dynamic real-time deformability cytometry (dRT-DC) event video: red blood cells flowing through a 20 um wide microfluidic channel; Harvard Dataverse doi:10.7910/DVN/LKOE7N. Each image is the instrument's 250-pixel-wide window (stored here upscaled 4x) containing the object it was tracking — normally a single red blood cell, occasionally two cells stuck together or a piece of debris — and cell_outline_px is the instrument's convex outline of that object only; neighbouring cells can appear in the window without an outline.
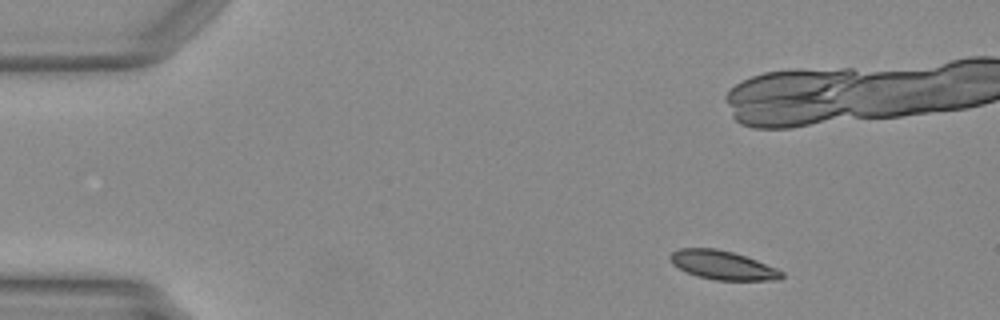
{"species": "Egyptian fruit bat (a non-hibernating species)", "species_latin": "Rousettus aegyptiacus", "temperature_condition": "warm", "stored_images_in_passage": 44, "camera_frame_rate_fps": 3000, "um_per_image_px": 0.085, "animal": {"sex": "female"}, "frame": {"image": 1, "passage_image": 1, "time_ms": 0.0, "image_size_px": [1000, 320], "cell_outline_px": [[784, 276], [780, 280], [716, 280], [696, 276], [672, 264], [668, 256], [672, 252], [680, 248], [716, 248], [732, 252], [756, 260], [776, 268], [784, 272]], "centroid_in_image_um": [61.43, 22.54], "position_along_channel_um": 23.6, "area_um2": 18.67}}